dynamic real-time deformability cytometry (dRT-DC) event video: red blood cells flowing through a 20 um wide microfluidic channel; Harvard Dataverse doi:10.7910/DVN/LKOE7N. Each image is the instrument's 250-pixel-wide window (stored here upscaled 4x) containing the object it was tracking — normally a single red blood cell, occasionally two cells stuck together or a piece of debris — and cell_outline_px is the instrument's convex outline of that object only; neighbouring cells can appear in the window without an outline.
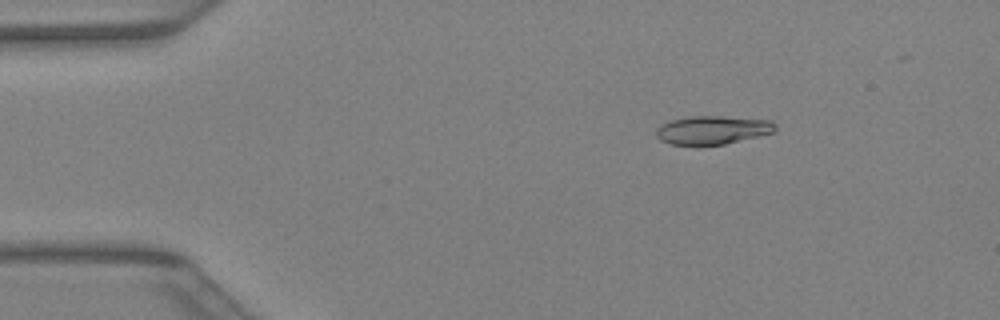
{"species": "Egyptian fruit bat (a non-hibernating species)", "species_latin": "Rousettus aegyptiacus", "temperature_condition": "warm", "stored_images_in_passage": 40, "camera_frame_rate_fps": 3000, "um_per_image_px": 0.085, "animal": {"sex": "female"}, "frame": {"image": 1, "passage_image": 7, "time_ms": 2.0, "image_size_px": [1000, 320], "cell_outline_px": [[776, 132], [724, 144], [700, 148], [696, 148], [672, 144], [660, 140], [656, 136], [656, 128], [660, 124], [672, 120], [692, 116], [720, 116], [772, 120], [776, 124]], "centroid_in_image_um": [60.54, 11.09], "position_along_channel_um": 24.5, "area_um2": 20.46}}
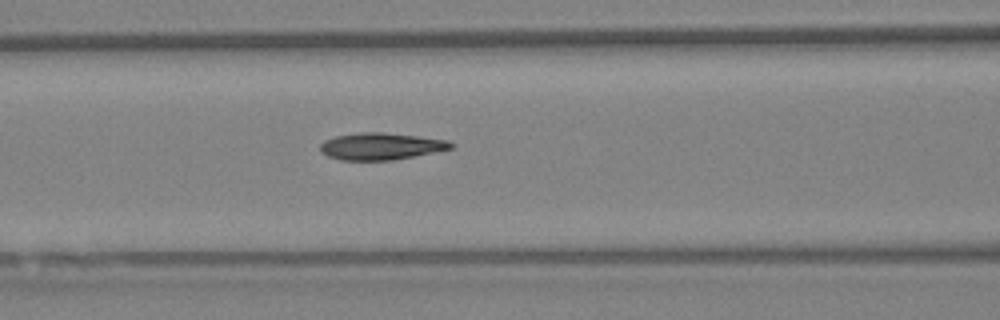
{"frame": {"image": 2, "passage_image": 18, "time_ms": 5.667, "image_size_px": [1000, 320], "cell_outline_px": [[452, 148], [392, 160], [340, 160], [328, 156], [320, 152], [320, 144], [324, 140], [336, 136], [360, 132], [380, 132], [416, 136], [448, 140], [452, 144]], "centroid_in_image_um": [32.3, 12.43], "position_along_channel_um": 134.3, "area_um2": 20.23}}
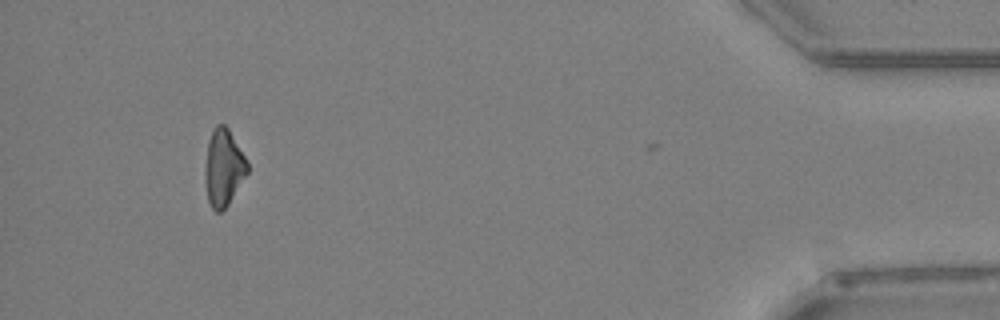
{"frame": {"image": 3, "passage_image": 39, "time_ms": 12.667, "image_size_px": [1000, 320], "cell_outline_px": [[248, 172], [228, 204], [220, 212], [216, 212], [212, 208], [208, 200], [204, 180], [204, 168], [208, 140], [216, 124], [224, 124], [228, 128], [248, 160]], "centroid_in_image_um": [18.99, 14.24], "position_along_channel_um": 416.2, "area_um2": 19.07}}